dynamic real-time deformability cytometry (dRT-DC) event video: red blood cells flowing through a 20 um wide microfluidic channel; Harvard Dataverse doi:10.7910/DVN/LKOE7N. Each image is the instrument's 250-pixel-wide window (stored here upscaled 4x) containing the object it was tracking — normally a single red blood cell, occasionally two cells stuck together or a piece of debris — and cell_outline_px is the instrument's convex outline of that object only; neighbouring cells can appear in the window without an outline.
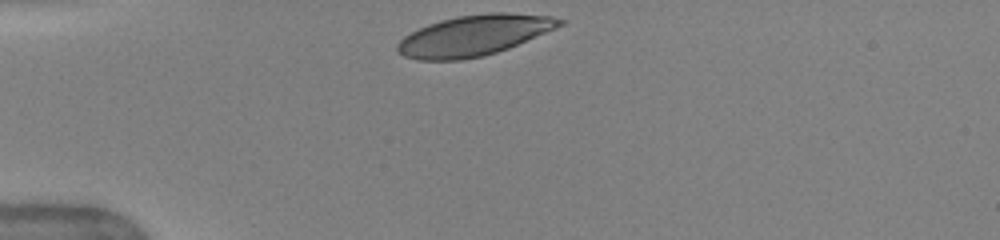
{"species": "human", "species_latin": "Homo sapiens", "temperature_condition": "warm", "stored_images_in_passage": 30, "camera_frame_rate_fps": 3000, "um_per_image_px": 0.085, "donor": {"sex": "female"}, "frame": {"image": 1, "passage_image": 1, "time_ms": 0.0, "image_size_px": [1000, 240], "cell_outline_px": [[568, 20], [564, 24], [556, 28], [508, 48], [484, 56], [460, 60], [416, 60], [404, 56], [396, 48], [396, 44], [404, 36], [428, 24], [440, 20], [460, 16], [488, 12], [508, 12], [552, 16]], "centroid_in_image_um": [40.32, 3.0], "position_along_channel_um": 44.7, "area_um2": 38.38}, "authors_computed_cell_mechanics": {"area_um2": 40.6912, "velocity_mm_per_s": 4.0362, "shape_relaxation_time_tau1_ms": 2.889, "shape_relaxation_time_tau2_ms": null, "deformation_change_tau1": 0.1674, "deformation_change_tau2": null}}